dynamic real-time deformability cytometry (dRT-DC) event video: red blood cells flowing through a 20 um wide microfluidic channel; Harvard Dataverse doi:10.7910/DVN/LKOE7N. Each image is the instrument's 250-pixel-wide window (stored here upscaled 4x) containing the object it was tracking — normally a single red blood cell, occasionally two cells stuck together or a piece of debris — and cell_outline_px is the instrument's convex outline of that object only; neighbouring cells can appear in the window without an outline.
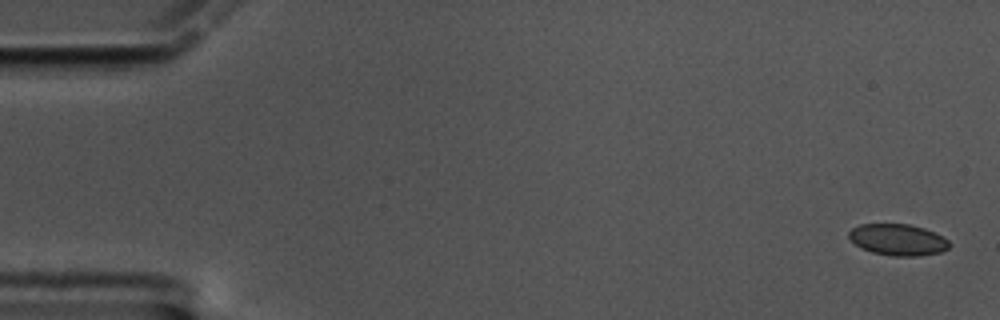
{"species": "common noctule bat (a hibernating species)", "species_latin": "Nyctalus noctula", "temperature_condition": "cold", "stored_images_in_passage": 58, "camera_frame_rate_fps": 3000, "um_per_image_px": 0.085, "animal": {"sex": "male", "body_mass_g": 17.5, "forearm_length_mm": 52.3}, "frame": {"image": 1, "passage_image": 1, "time_ms": 0.0, "image_size_px": [1000, 320], "cell_outline_px": [[952, 244], [948, 248], [940, 252], [916, 256], [892, 256], [872, 252], [860, 248], [848, 236], [848, 232], [852, 228], [860, 224], [908, 224], [924, 228], [948, 240]], "centroid_in_image_um": [76.3, 20.38], "position_along_channel_um": 8.7, "area_um2": 18.26}}
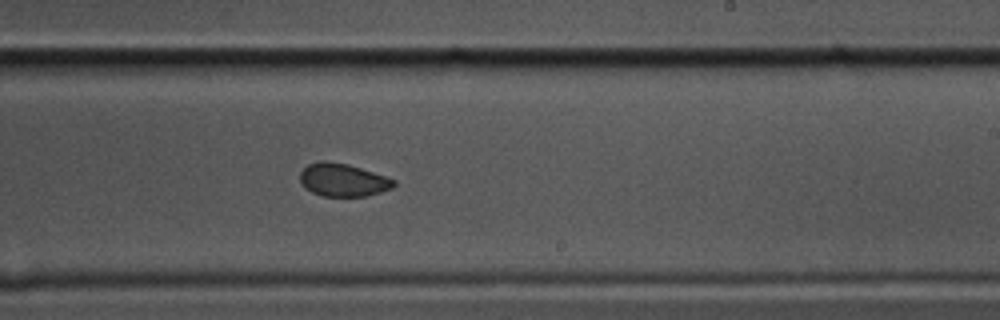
{"frame": {"image": 2, "passage_image": 35, "time_ms": 11.333, "image_size_px": [1000, 320], "cell_outline_px": [[396, 184], [392, 188], [368, 196], [324, 196], [312, 192], [304, 188], [300, 180], [300, 172], [308, 164], [320, 160], [328, 160], [348, 164], [396, 180]], "centroid_in_image_um": [29.13, 15.29], "position_along_channel_um": 259.9, "area_um2": 18.03}}
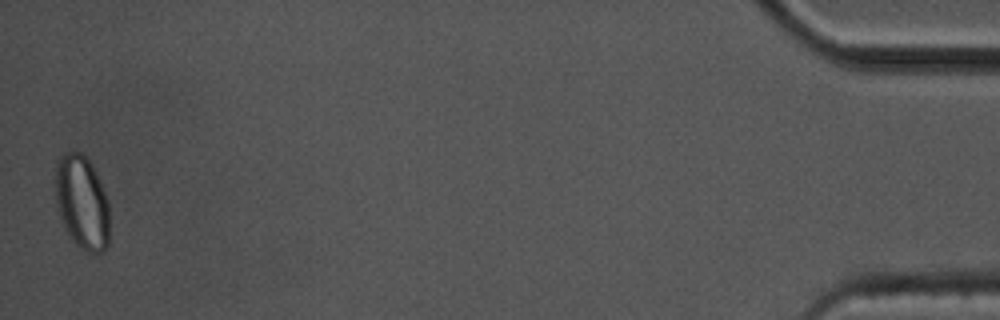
{"frame": {"image": 3, "passage_image": 58, "time_ms": 19.0, "image_size_px": [1000, 320], "cell_outline_px": [[108, 244], [104, 252], [88, 252], [80, 248], [72, 240], [64, 228], [60, 220], [56, 204], [56, 160], [64, 152], [76, 148], [88, 160], [96, 172], [104, 192], [108, 204]], "centroid_in_image_um": [6.94, 17.18], "position_along_channel_um": 428.3, "area_um2": 29.77}, "authors_computed_cell_mechanics": {"area_um2": 18.6694, "velocity_mm_per_s": 3.4078, "shape_relaxation_time_tau1_ms": null, "shape_relaxation_time_tau2_ms": 1.7507, "deformation_change_tau1": null, "deformation_change_tau2": 0.0351}}